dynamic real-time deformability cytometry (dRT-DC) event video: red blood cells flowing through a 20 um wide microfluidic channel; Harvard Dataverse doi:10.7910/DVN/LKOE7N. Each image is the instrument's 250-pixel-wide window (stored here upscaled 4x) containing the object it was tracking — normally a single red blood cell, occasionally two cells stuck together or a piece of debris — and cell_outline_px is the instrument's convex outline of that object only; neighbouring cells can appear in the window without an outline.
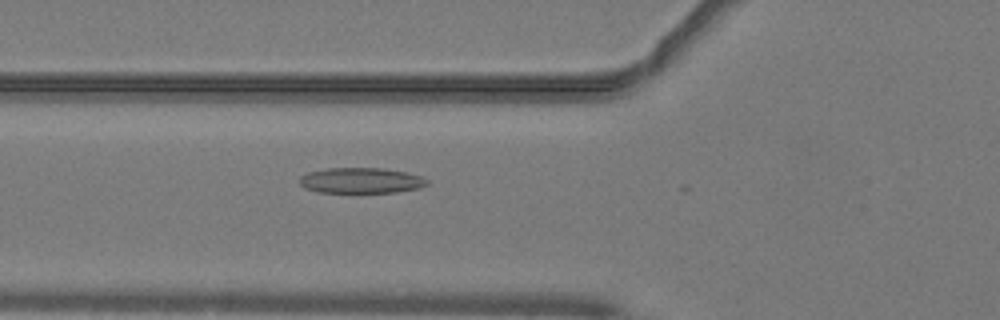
{"species": "common noctule bat (a hibernating species)", "species_latin": "Nyctalus noctula", "temperature_condition": "warm", "stored_images_in_passage": 10, "camera_frame_rate_fps": 3000, "um_per_image_px": 0.085, "animal": {"sex": "male", "body_mass_g": 19.2, "forearm_length_mm": 51.8}, "frame": {"image": 1, "passage_image": 9, "time_ms": 2.667, "image_size_px": [1000, 320], "cell_outline_px": [[428, 184], [420, 188], [396, 192], [320, 192], [304, 188], [300, 184], [300, 176], [308, 172], [328, 168], [384, 168], [404, 172], [420, 176], [428, 180]], "centroid_in_image_um": [30.68, 15.34], "position_along_channel_um": 95.1, "area_um2": 18.9}}